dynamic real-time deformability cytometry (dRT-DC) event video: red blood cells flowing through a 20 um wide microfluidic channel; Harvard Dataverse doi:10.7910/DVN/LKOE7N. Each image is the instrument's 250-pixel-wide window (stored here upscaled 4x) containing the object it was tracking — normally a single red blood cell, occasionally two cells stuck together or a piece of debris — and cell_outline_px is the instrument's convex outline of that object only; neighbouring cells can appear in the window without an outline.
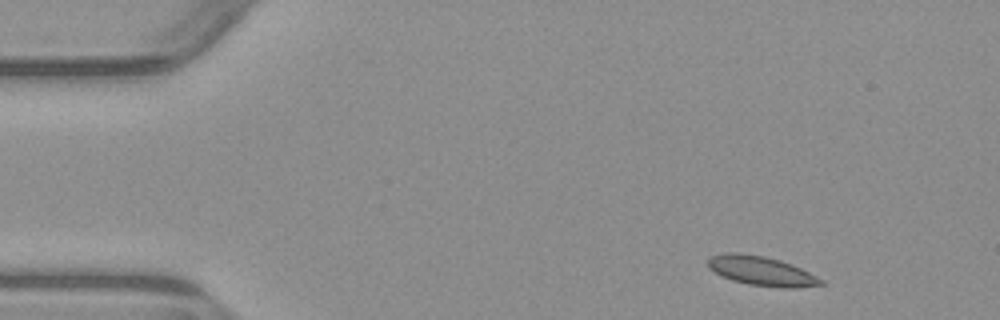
{"species": "common noctule bat (a hibernating species)", "species_latin": "Nyctalus noctula", "temperature_condition": "warm", "stored_images_in_passage": 5, "camera_frame_rate_fps": 3000, "um_per_image_px": 0.085, "animal": {"sex": "male", "body_mass_g": 23.1, "forearm_length_mm": 52.7}, "frame": {"image": 1, "passage_image": 1, "time_ms": 0.0, "image_size_px": [1000, 320], "cell_outline_px": [[824, 284], [792, 288], [780, 288], [748, 284], [732, 280], [708, 268], [708, 256], [728, 252], [740, 252], [764, 256], [780, 260], [792, 264], [824, 280]], "centroid_in_image_um": [64.7, 23.02], "position_along_channel_um": 20.3, "area_um2": 19.31}}
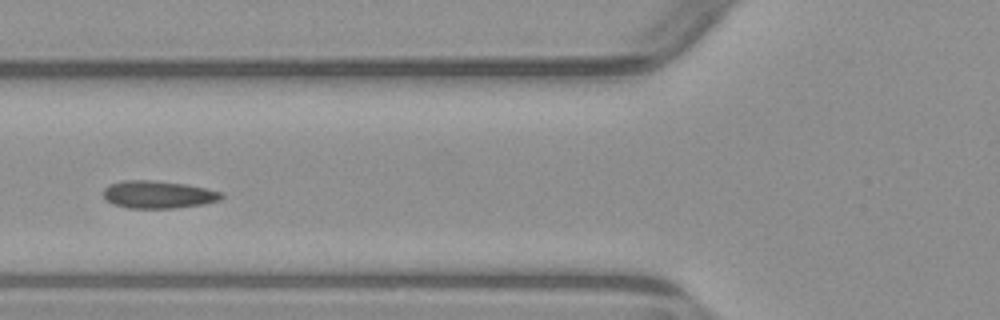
{"frame": {"image": 2, "passage_image": 4, "time_ms": 4.667, "image_size_px": [1000, 320], "cell_outline_px": [[224, 196], [220, 200], [204, 204], [176, 208], [128, 208], [112, 204], [104, 196], [104, 188], [108, 184], [124, 180], [152, 180], [188, 184], [224, 192]], "centroid_in_image_um": [13.48, 16.53], "position_along_channel_um": 112.3, "area_um2": 19.19}}
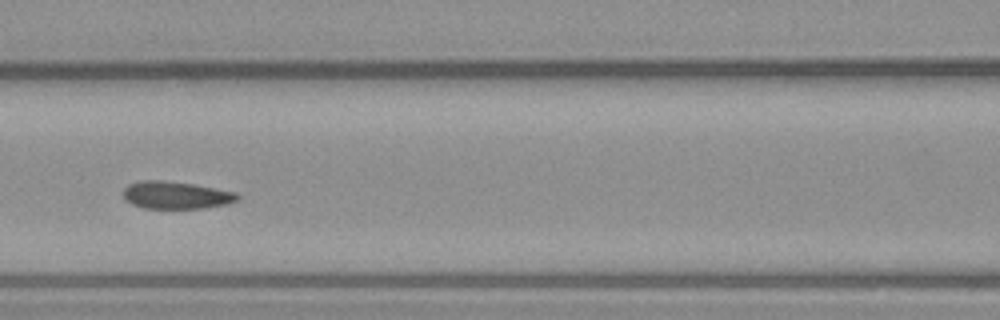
{"frame": {"image": 3, "passage_image": 5, "time_ms": 5.667, "image_size_px": [1000, 320], "cell_outline_px": [[240, 196], [236, 200], [224, 204], [204, 208], [144, 208], [132, 204], [124, 200], [124, 188], [128, 184], [140, 180], [164, 180], [192, 184], [216, 188], [236, 192]], "centroid_in_image_um": [14.92, 16.58], "position_along_channel_um": 151.7, "area_um2": 18.21}}